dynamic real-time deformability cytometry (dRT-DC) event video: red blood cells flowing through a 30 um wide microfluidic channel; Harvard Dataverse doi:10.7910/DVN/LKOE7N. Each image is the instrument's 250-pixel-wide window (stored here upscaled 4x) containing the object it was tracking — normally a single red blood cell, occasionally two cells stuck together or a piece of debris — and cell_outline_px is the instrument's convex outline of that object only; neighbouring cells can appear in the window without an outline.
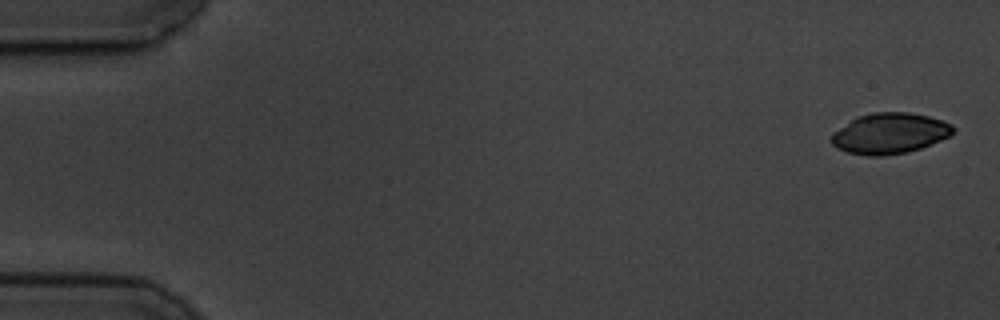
{"species": "common noctule bat (a hibernating species)", "species_latin": "Nyctalus noctula", "temperature_condition": "cold", "stored_images_in_passage": 4, "camera_frame_rate_fps": 3000, "um_per_image_px": 0.085, "animal": {"sex": "male", "body_mass_g": 19.5, "forearm_length_mm": 54.6}, "frame": {"image": 1, "passage_image": 1, "time_ms": 0.0, "image_size_px": [1000, 320], "cell_outline_px": [[956, 128], [948, 136], [940, 140], [920, 148], [908, 152], [880, 156], [868, 156], [848, 152], [836, 148], [832, 144], [832, 132], [856, 116], [872, 112], [908, 112], [928, 116], [952, 124]], "centroid_in_image_um": [75.59, 11.33], "position_along_channel_um": 9.4, "area_um2": 28.84}}